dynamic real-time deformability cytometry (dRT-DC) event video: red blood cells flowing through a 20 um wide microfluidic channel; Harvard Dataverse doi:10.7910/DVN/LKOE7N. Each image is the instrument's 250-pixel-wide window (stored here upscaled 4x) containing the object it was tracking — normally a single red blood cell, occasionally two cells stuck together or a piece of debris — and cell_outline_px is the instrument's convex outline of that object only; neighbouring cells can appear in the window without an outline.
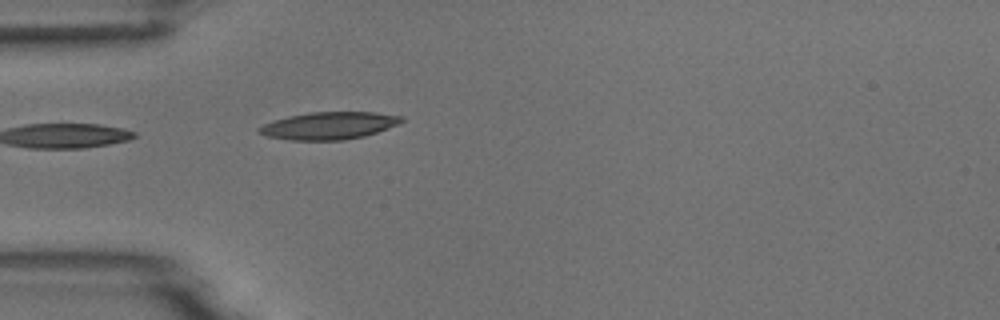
{"species": "common noctule bat (a hibernating species)", "species_latin": "Nyctalus noctula", "temperature_condition": "room temperature", "stored_images_in_passage": 1, "camera_frame_rate_fps": 3000, "um_per_image_px": 0.085, "animal": {"sex": "male", "body_mass_g": 18.8}, "frame": {"image": 1, "passage_image": 1, "time_ms": 0.0, "image_size_px": [1000, 320], "cell_outline_px": [[404, 120], [400, 124], [364, 136], [344, 140], [292, 140], [268, 136], [260, 132], [256, 128], [264, 124], [288, 116], [308, 112], [376, 112], [404, 116]], "centroid_in_image_um": [28.02, 10.67], "position_along_channel_um": 57.0, "area_um2": 22.66}}